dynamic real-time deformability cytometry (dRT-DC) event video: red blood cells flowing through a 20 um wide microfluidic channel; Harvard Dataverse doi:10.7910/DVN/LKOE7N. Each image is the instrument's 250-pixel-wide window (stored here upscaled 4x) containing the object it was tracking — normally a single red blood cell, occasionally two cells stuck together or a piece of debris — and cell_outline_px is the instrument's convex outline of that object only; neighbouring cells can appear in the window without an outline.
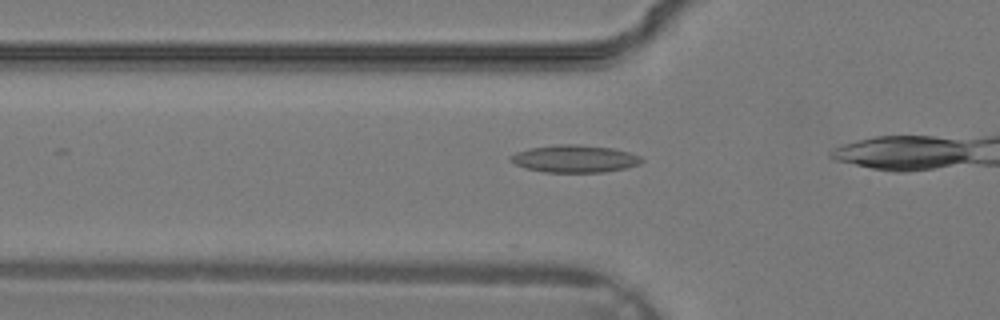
{"species": "common noctule bat (a hibernating species)", "species_latin": "Nyctalus noctula", "temperature_condition": "warm", "stored_images_in_passage": 4, "camera_frame_rate_fps": 3000, "um_per_image_px": 0.085, "animal": {"sex": "male", "body_mass_g": 19.2, "forearm_length_mm": 51.8}, "frame": {"image": 1, "passage_image": 2, "time_ms": 0.333, "image_size_px": [1000, 320], "cell_outline_px": [[644, 160], [640, 164], [624, 168], [604, 172], [544, 172], [524, 168], [508, 160], [508, 156], [516, 152], [528, 148], [560, 144], [572, 144], [612, 148], [628, 152], [640, 156]], "centroid_in_image_um": [48.8, 13.49], "position_along_channel_um": 77.0, "area_um2": 20.92}}